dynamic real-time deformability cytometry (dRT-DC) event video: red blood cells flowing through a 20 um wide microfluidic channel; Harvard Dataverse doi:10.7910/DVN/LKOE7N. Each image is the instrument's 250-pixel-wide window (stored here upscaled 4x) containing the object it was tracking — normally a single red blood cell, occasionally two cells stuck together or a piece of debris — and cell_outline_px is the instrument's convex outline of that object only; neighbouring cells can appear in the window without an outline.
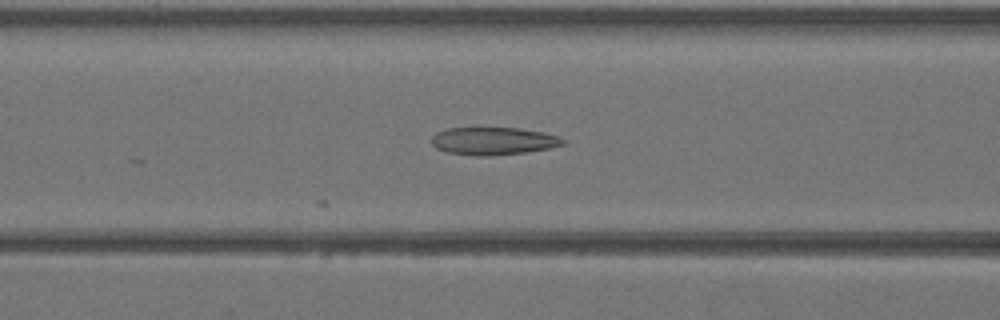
{"species": "Egyptian fruit bat (a non-hibernating species)", "species_latin": "Rousettus aegyptiacus", "temperature_condition": "warm", "stored_images_in_passage": 43, "camera_frame_rate_fps": 3000, "um_per_image_px": 0.085, "animal": {"sex": "female"}, "frame": {"image": 1, "passage_image": 18, "time_ms": 5.667, "image_size_px": [1000, 320], "cell_outline_px": [[564, 144], [548, 148], [524, 152], [488, 156], [476, 156], [444, 152], [436, 148], [432, 144], [432, 136], [436, 132], [448, 128], [520, 128], [544, 132], [556, 136], [564, 140]], "centroid_in_image_um": [41.88, 11.98], "position_along_channel_um": 124.7, "area_um2": 21.1}}
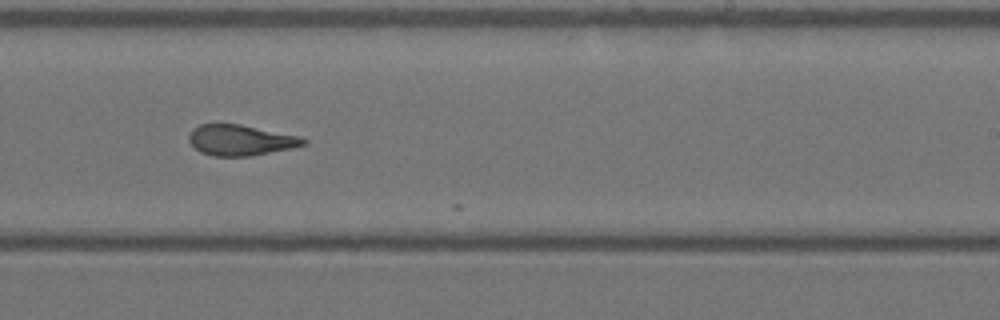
{"frame": {"image": 2, "passage_image": 27, "time_ms": 8.667, "image_size_px": [1000, 320], "cell_outline_px": [[308, 140], [304, 144], [292, 148], [252, 156], [212, 156], [200, 152], [188, 140], [188, 136], [192, 128], [200, 124], [240, 124], [300, 136]], "centroid_in_image_um": [20.43, 11.91], "position_along_channel_um": 268.6, "area_um2": 20.52}}
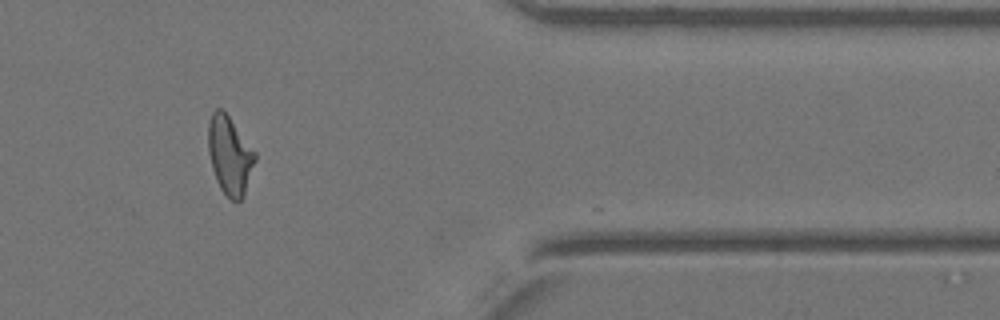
{"frame": {"image": 3, "passage_image": 36, "time_ms": 11.667, "image_size_px": [1000, 320], "cell_outline_px": [[256, 160], [244, 196], [240, 200], [232, 200], [220, 188], [216, 180], [212, 168], [208, 152], [208, 124], [212, 112], [216, 108], [220, 108], [228, 116], [256, 152]], "centroid_in_image_um": [19.53, 13.2], "position_along_channel_um": 391.9, "area_um2": 21.21}}